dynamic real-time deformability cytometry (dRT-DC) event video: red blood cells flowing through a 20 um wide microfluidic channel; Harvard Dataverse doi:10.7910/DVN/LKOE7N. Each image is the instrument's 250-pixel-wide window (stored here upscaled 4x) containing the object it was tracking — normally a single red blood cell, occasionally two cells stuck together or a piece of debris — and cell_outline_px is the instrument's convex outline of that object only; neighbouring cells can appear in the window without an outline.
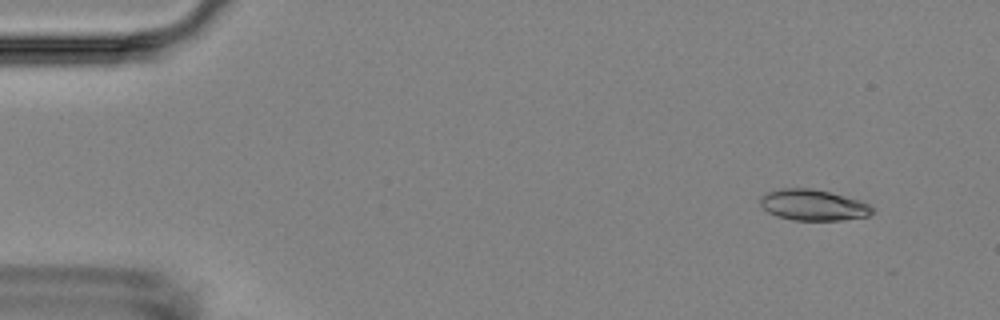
{"species": "Egyptian fruit bat (a non-hibernating species)", "species_latin": "Rousettus aegyptiacus", "temperature_condition": "room temperature", "stored_images_in_passage": 5, "camera_frame_rate_fps": 3000, "um_per_image_px": 0.085, "animal": {"sex": "female"}, "frame": {"image": 1, "passage_image": 2, "time_ms": 1.333, "image_size_px": [1000, 320], "cell_outline_px": [[876, 212], [868, 216], [840, 220], [792, 220], [776, 216], [768, 212], [760, 204], [760, 196], [768, 192], [780, 188], [812, 188], [860, 200], [868, 204]], "centroid_in_image_um": [69.11, 17.43], "position_along_channel_um": 15.9, "area_um2": 20.23}}